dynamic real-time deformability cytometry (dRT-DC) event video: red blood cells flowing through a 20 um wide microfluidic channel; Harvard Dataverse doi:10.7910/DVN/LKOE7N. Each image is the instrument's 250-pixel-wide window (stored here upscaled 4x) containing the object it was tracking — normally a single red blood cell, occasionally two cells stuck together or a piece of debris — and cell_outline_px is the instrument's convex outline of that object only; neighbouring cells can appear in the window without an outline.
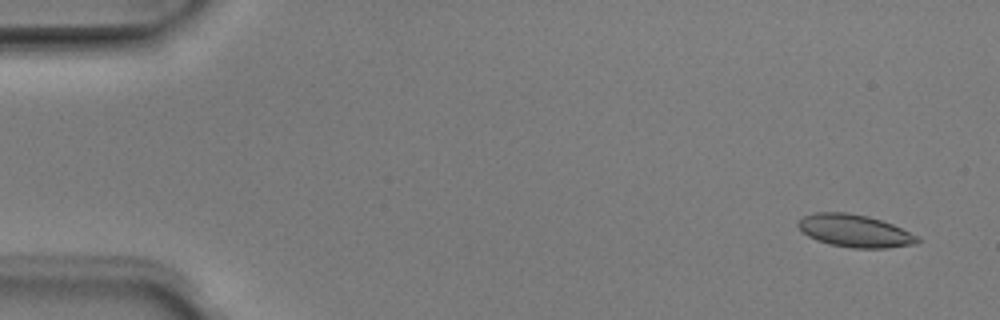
{"species": "Egyptian fruit bat (a non-hibernating species)", "species_latin": "Rousettus aegyptiacus", "temperature_condition": "room temperature", "stored_images_in_passage": 5, "camera_frame_rate_fps": 3000, "um_per_image_px": 0.085, "animal": {"sex": "male"}, "frame": {"image": 1, "passage_image": 1, "time_ms": 0.0, "image_size_px": [1000, 320], "cell_outline_px": [[920, 240], [916, 244], [888, 248], [852, 248], [828, 244], [816, 240], [808, 236], [796, 224], [796, 220], [804, 216], [816, 212], [848, 212], [868, 216], [892, 224], [920, 236]], "centroid_in_image_um": [72.65, 19.62], "position_along_channel_um": 12.3, "area_um2": 22.83}}
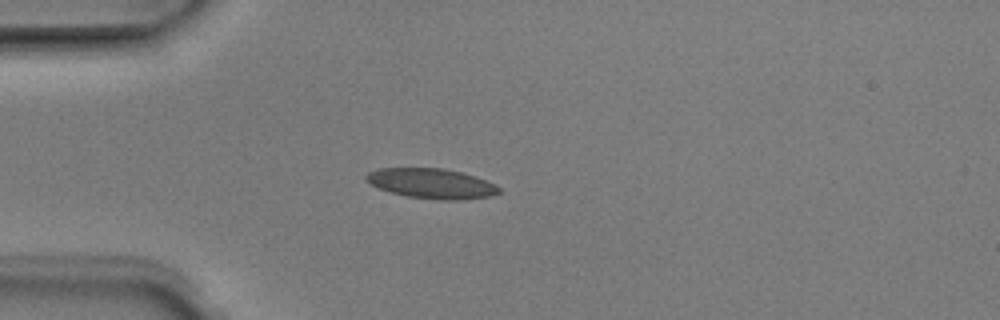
{"frame": {"image": 2, "passage_image": 4, "time_ms": 1.0, "image_size_px": [1000, 320], "cell_outline_px": [[500, 192], [492, 196], [464, 200], [440, 200], [408, 196], [392, 192], [380, 188], [364, 180], [364, 176], [368, 172], [376, 168], [444, 168], [460, 172], [484, 180], [500, 188]], "centroid_in_image_um": [36.65, 15.6], "position_along_channel_um": 48.3, "area_um2": 23.06}}